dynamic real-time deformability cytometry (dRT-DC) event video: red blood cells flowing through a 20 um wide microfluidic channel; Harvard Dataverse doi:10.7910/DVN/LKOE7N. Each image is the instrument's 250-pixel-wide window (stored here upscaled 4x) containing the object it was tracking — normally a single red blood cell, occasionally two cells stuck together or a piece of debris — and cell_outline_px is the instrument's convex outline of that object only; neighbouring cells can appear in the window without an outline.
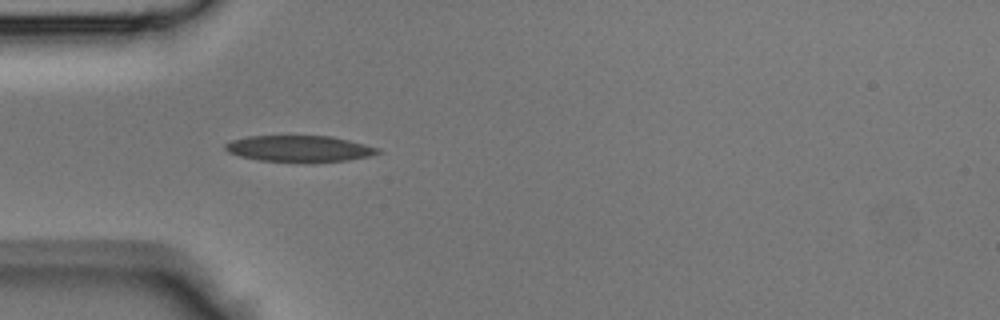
{"species": "Egyptian fruit bat (a non-hibernating species)", "species_latin": "Rousettus aegyptiacus", "temperature_condition": "room temperature", "stored_images_in_passage": 31, "camera_frame_rate_fps": 3000, "um_per_image_px": 0.085, "animal": {"sex": "male"}, "frame": {"image": 1, "passage_image": 1, "time_ms": 0.0, "image_size_px": [1000, 320], "cell_outline_px": [[384, 152], [368, 156], [348, 160], [260, 160], [240, 156], [228, 152], [224, 148], [224, 144], [232, 140], [248, 136], [332, 136], [380, 148]], "centroid_in_image_um": [25.44, 12.6], "position_along_channel_um": 59.6, "area_um2": 22.6}}
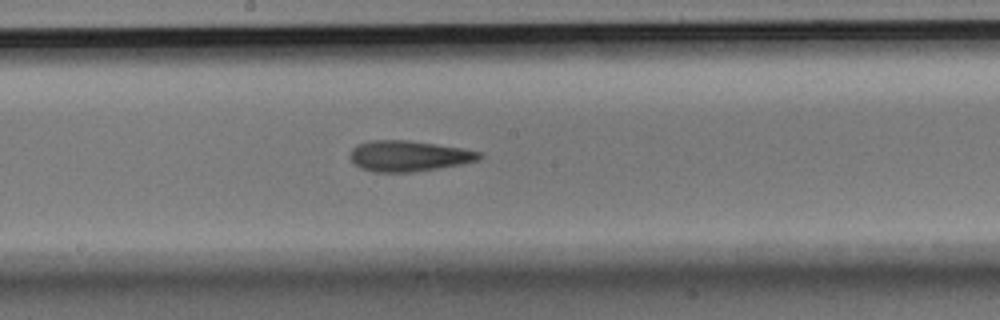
{"frame": {"image": 2, "passage_image": 11, "time_ms": 3.333, "image_size_px": [1000, 320], "cell_outline_px": [[484, 156], [476, 160], [464, 164], [412, 172], [376, 172], [360, 168], [352, 160], [352, 148], [356, 144], [372, 140], [408, 140], [460, 148], [484, 152]], "centroid_in_image_um": [34.77, 13.26], "position_along_channel_um": 213.4, "area_um2": 23.0}}
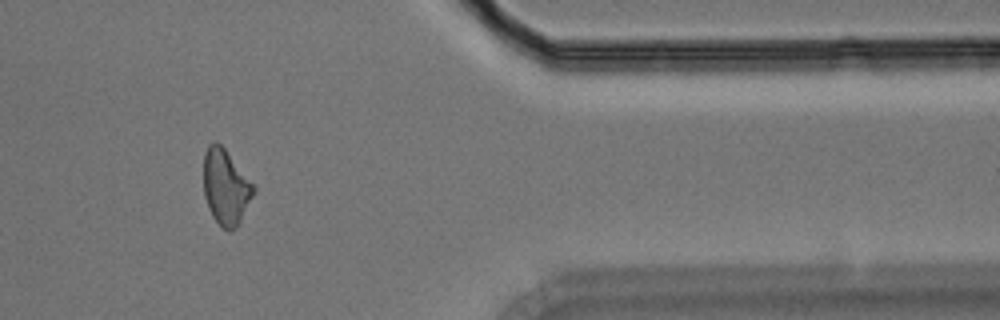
{"frame": {"image": 3, "passage_image": 24, "time_ms": 7.667, "image_size_px": [1000, 320], "cell_outline_px": [[256, 192], [236, 228], [228, 232], [212, 216], [208, 208], [204, 196], [204, 152], [208, 144], [216, 140], [224, 148], [256, 184]], "centroid_in_image_um": [19.21, 15.87], "position_along_channel_um": 392.2, "area_um2": 22.31}}